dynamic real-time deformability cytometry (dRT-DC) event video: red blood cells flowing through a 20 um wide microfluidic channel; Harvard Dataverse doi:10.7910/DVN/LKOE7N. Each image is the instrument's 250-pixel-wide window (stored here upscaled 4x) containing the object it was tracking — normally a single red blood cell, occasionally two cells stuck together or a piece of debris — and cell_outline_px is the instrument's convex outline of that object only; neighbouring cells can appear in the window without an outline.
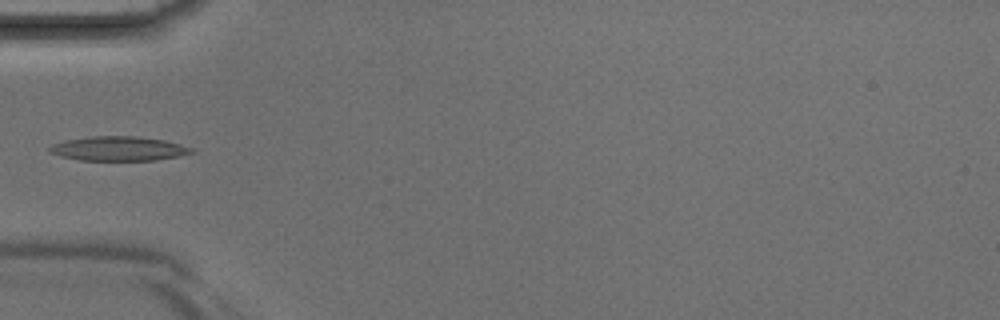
{"species": "Egyptian fruit bat (a non-hibernating species)", "species_latin": "Rousettus aegyptiacus", "temperature_condition": "room temperature", "stored_images_in_passage": 4, "camera_frame_rate_fps": 3000, "um_per_image_px": 0.085, "animal": {"sex": "male"}, "frame": {"image": 1, "passage_image": 4, "time_ms": 1.0, "image_size_px": [1000, 320], "cell_outline_px": [[196, 152], [156, 160], [80, 160], [60, 156], [48, 152], [48, 148], [52, 144], [64, 140], [88, 136], [136, 136], [164, 140], [180, 144], [192, 148]], "centroid_in_image_um": [10.03, 12.62], "position_along_channel_um": 75.0, "area_um2": 20.17}}